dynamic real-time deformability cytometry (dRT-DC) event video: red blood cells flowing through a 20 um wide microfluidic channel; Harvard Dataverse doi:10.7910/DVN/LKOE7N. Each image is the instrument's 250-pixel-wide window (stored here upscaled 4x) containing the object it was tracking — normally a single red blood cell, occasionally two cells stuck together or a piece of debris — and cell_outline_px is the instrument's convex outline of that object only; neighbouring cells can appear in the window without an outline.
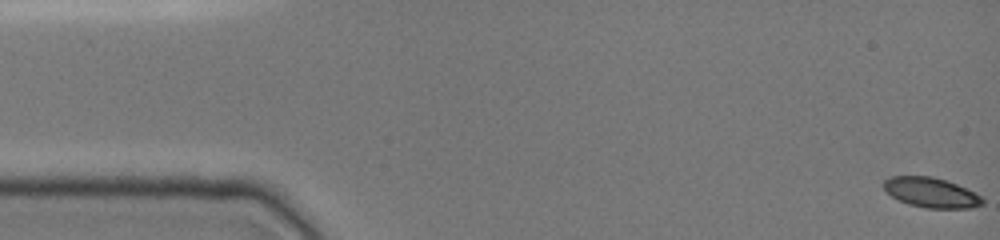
{"species": "common noctule bat (a hibernating species)", "species_latin": "Nyctalus noctula", "temperature_condition": "cold", "stored_images_in_passage": 49, "camera_frame_rate_fps": 3000, "um_per_image_px": 0.085, "animal": {"sex": "female", "body_mass_g": 19.0, "forearm_length_mm": 51.5}, "frame": {"image": 1, "passage_image": 1, "time_ms": 0.0, "image_size_px": [1000, 240], "cell_outline_px": [[984, 204], [972, 208], [924, 208], [908, 204], [892, 196], [884, 188], [884, 180], [892, 176], [932, 176], [956, 184], [980, 196], [984, 200]], "centroid_in_image_um": [79.14, 16.37], "position_along_channel_um": 5.9, "area_um2": 16.99}}
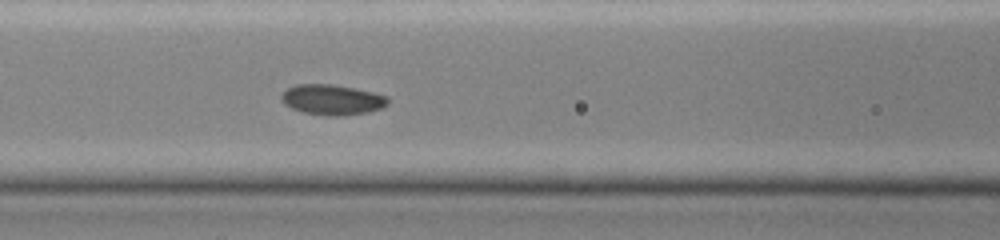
{"frame": {"image": 2, "passage_image": 21, "time_ms": 6.667, "image_size_px": [1000, 240], "cell_outline_px": [[388, 104], [380, 108], [368, 112], [336, 116], [328, 116], [304, 112], [292, 108], [284, 104], [280, 100], [280, 96], [288, 88], [296, 84], [332, 84], [372, 92], [388, 96]], "centroid_in_image_um": [28.21, 8.47], "position_along_channel_um": 138.4, "area_um2": 18.67}}
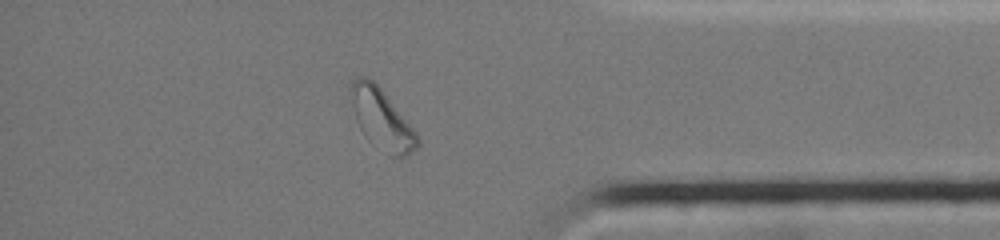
{"frame": {"image": 3, "passage_image": 42, "time_ms": 13.667, "image_size_px": [1000, 240], "cell_outline_px": [[420, 144], [408, 156], [392, 156], [352, 100], [348, 92], [348, 88], [352, 80], [356, 76], [368, 76], [380, 88], [420, 136]], "centroid_in_image_um": [32.62, 9.95], "position_along_channel_um": 402.6, "area_um2": 20.06}, "authors_computed_cell_mechanics": {"area_um2": 18.3804, "velocity_mm_per_s": 3.9128, "shape_relaxation_time_tau1_ms": 4.3395, "shape_relaxation_time_tau2_ms": null, "deformation_change_tau1": 0.0887, "deformation_change_tau2": null}}